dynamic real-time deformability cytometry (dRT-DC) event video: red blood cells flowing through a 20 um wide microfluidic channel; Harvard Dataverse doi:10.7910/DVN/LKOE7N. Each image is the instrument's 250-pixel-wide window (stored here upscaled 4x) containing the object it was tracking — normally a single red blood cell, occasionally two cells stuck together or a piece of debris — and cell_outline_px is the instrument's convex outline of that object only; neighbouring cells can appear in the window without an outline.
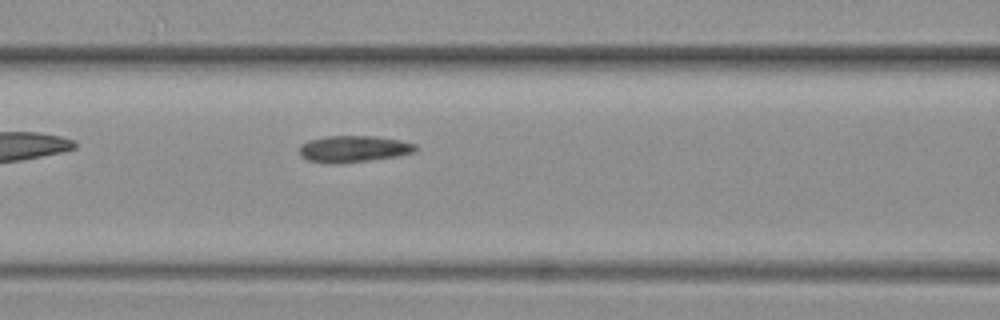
{"species": "common noctule bat (a hibernating species)", "species_latin": "Nyctalus noctula", "temperature_condition": "warm", "stored_images_in_passage": 4, "camera_frame_rate_fps": 3000, "um_per_image_px": 0.085, "animal": {"sex": "female", "body_mass_g": 19.3, "forearm_length_mm": 54.1}, "frame": {"image": 1, "passage_image": 4, "time_ms": 1.0, "image_size_px": [1000, 320], "cell_outline_px": [[420, 148], [416, 152], [396, 156], [368, 160], [308, 160], [300, 156], [300, 144], [308, 140], [324, 136], [376, 136], [400, 140], [416, 144]], "centroid_in_image_um": [30.14, 12.59], "position_along_channel_um": 136.5, "area_um2": 17.22}}